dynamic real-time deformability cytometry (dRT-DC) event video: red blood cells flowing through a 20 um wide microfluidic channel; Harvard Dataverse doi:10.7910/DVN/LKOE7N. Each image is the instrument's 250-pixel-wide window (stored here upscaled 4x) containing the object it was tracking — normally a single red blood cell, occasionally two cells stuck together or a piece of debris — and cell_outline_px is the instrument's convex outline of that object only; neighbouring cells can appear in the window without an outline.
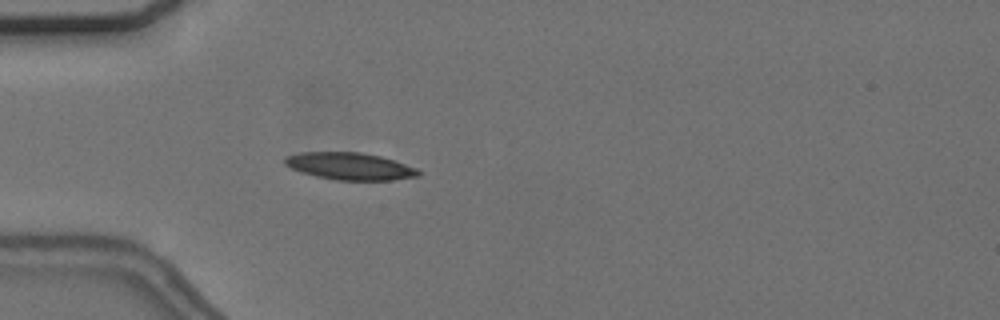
{"species": "common noctule bat (a hibernating species)", "species_latin": "Nyctalus noctula", "temperature_condition": "cold", "stored_images_in_passage": 55, "camera_frame_rate_fps": 3000, "um_per_image_px": 0.085, "animal": {"sex": "female", "body_mass_g": 24.6, "forearm_length_mm": 56.2}, "frame": {"image": 1, "passage_image": 16, "time_ms": 5.0, "image_size_px": [1000, 320], "cell_outline_px": [[420, 176], [392, 180], [336, 180], [316, 176], [292, 168], [284, 164], [284, 156], [300, 152], [360, 152], [380, 156], [416, 168], [420, 172]], "centroid_in_image_um": [29.72, 14.12], "position_along_channel_um": 55.3, "area_um2": 20.98}}
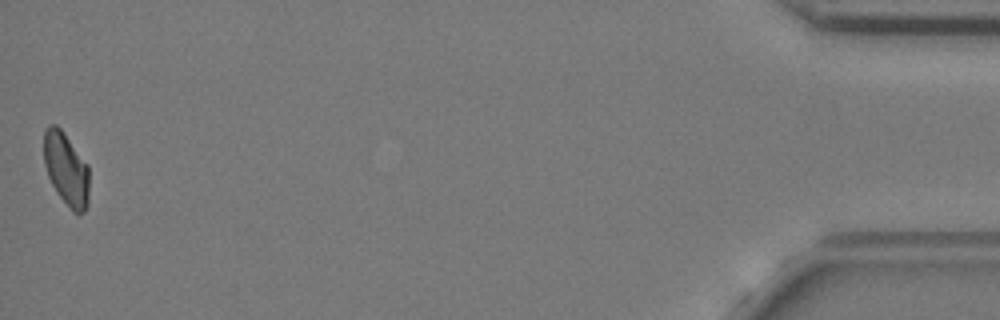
{"frame": {"image": 2, "passage_image": 55, "time_ms": 18.0, "image_size_px": [1000, 320], "cell_outline_px": [[88, 204], [84, 212], [76, 216], [72, 212], [56, 192], [48, 176], [44, 164], [44, 128], [48, 124], [56, 124], [64, 132], [88, 164]], "centroid_in_image_um": [5.62, 14.38], "position_along_channel_um": 429.6, "area_um2": 19.59}, "authors_computed_cell_mechanics": {"area_um2": 20.23, "velocity_mm_per_s": 3.6665, "shape_relaxation_time_tau1_ms": 6.8653, "shape_relaxation_time_tau2_ms": null, "deformation_change_tau1": 0.1617, "deformation_change_tau2": null}}